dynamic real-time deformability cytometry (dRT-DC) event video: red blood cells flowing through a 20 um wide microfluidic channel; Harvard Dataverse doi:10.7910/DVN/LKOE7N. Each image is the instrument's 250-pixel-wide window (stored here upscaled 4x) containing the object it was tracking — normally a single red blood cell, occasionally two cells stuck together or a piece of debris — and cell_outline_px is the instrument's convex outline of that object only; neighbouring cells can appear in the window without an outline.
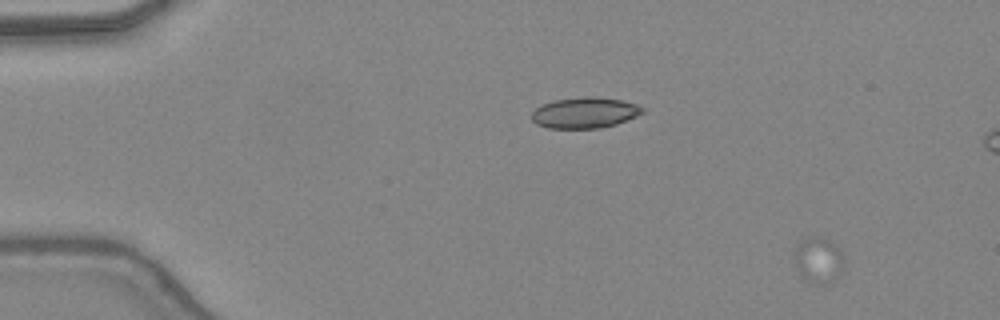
{"species": "common noctule bat (a hibernating species)", "species_latin": "Nyctalus noctula", "temperature_condition": "warm", "stored_images_in_passage": 58, "camera_frame_rate_fps": 3000, "um_per_image_px": 0.085, "animal": {"sex": "female", "body_mass_g": 24.6, "forearm_length_mm": 56.2}, "frame": {"image": 1, "passage_image": 6, "time_ms": 1.667, "image_size_px": [1000, 320], "cell_outline_px": [[844, 264], [840, 272], [820, 284], [812, 284], [800, 272], [796, 264], [792, 252], [796, 244], [804, 236], [824, 236], [840, 248], [844, 260]], "centroid_in_image_um": [69.52, 21.98], "position_along_channel_um": 15.5, "area_um2": 13.18}}
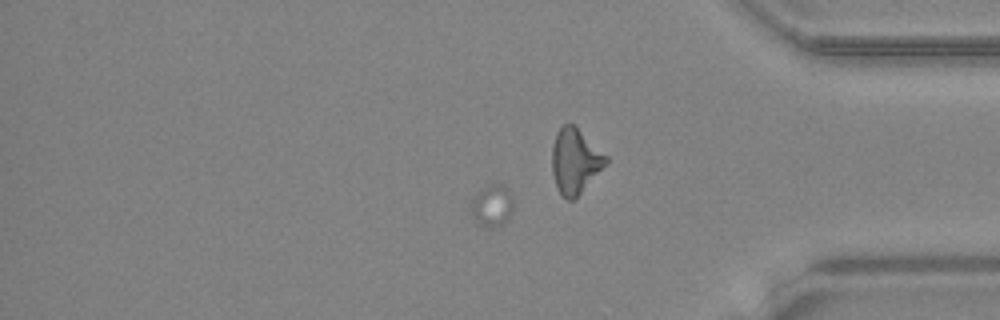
{"frame": {"image": 2, "passage_image": 49, "time_ms": 16.0, "image_size_px": [1000, 320], "cell_outline_px": [[512, 212], [508, 220], [504, 224], [496, 228], [488, 228], [476, 224], [472, 216], [472, 200], [488, 184], [500, 184], [508, 188], [512, 196]], "centroid_in_image_um": [41.85, 17.54], "position_along_channel_um": 393.3, "area_um2": 10.4}}